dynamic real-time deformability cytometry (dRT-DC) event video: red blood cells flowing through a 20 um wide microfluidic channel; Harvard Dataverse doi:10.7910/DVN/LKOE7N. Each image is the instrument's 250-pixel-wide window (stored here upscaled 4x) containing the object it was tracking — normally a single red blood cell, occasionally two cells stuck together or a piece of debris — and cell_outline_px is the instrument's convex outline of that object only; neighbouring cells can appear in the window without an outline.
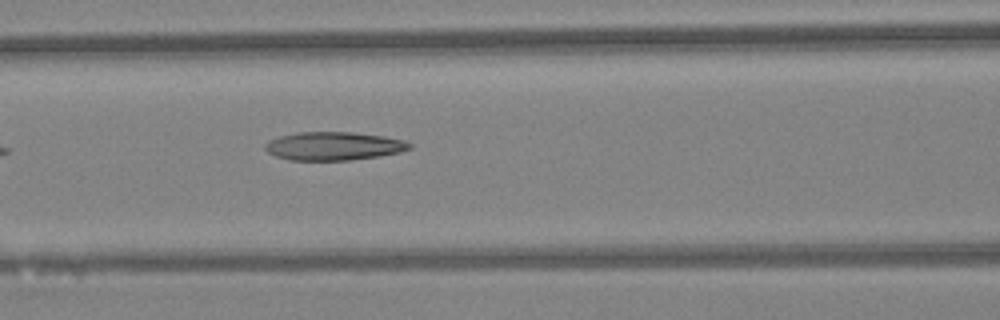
{"species": "Egyptian fruit bat (a non-hibernating species)", "species_latin": "Rousettus aegyptiacus", "temperature_condition": "warm", "stored_images_in_passage": 3, "camera_frame_rate_fps": 3000, "um_per_image_px": 0.085, "animal": {"sex": "female"}, "frame": {"image": 1, "passage_image": 3, "time_ms": 0.667, "image_size_px": [1000, 320], "cell_outline_px": [[412, 148], [400, 152], [376, 156], [348, 160], [288, 160], [276, 156], [268, 152], [264, 148], [264, 144], [268, 140], [280, 136], [296, 132], [352, 132], [384, 136], [404, 140], [412, 144]], "centroid_in_image_um": [28.34, 12.41], "position_along_channel_um": 138.3, "area_um2": 23.87}}